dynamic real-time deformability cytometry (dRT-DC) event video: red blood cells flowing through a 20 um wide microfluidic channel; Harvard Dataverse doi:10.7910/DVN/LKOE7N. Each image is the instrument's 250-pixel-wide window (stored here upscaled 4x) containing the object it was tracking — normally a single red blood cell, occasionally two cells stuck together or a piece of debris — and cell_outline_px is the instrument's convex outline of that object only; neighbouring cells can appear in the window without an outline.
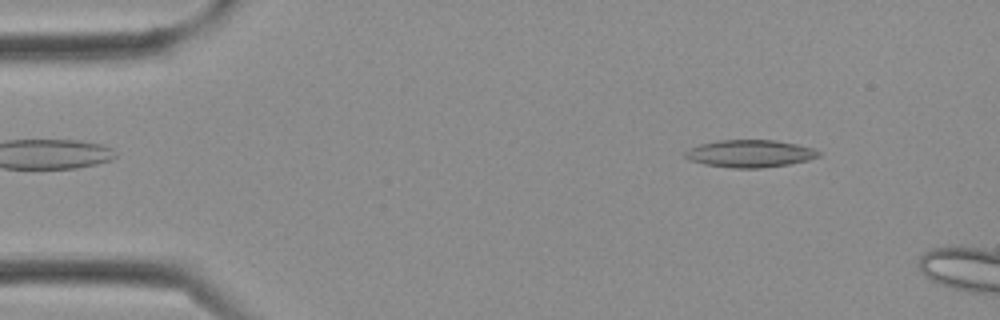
{"species": "Egyptian fruit bat (a non-hibernating species)", "species_latin": "Rousettus aegyptiacus", "temperature_condition": "cold", "stored_images_in_passage": 3, "camera_frame_rate_fps": 3000, "um_per_image_px": 0.085, "frame": {"image": 1, "passage_image": 3, "time_ms": 0.667, "image_size_px": [1000, 320], "cell_outline_px": [[820, 156], [808, 160], [788, 164], [760, 168], [732, 168], [704, 164], [692, 160], [684, 156], [684, 152], [688, 148], [700, 144], [716, 140], [776, 140], [816, 148], [820, 152]], "centroid_in_image_um": [63.75, 13.04], "position_along_channel_um": 21.2, "area_um2": 21.39}}